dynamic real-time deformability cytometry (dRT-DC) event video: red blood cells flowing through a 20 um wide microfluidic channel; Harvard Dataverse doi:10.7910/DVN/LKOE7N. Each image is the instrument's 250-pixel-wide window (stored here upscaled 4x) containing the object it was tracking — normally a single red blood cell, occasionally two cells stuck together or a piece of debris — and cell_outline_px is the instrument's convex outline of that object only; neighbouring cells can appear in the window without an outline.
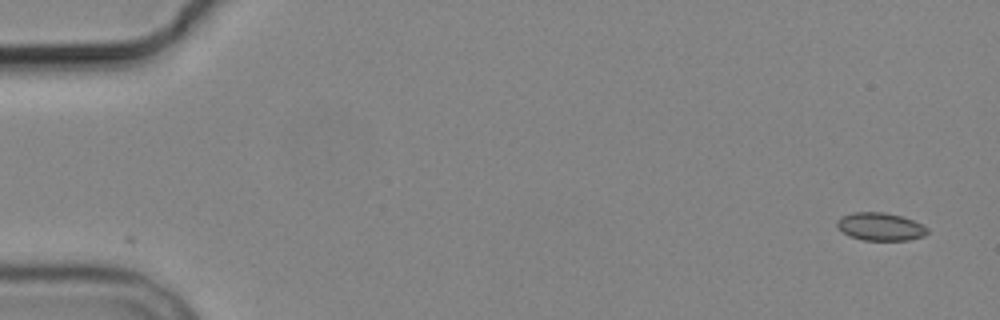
{"species": "common noctule bat (a hibernating species)", "species_latin": "Nyctalus noctula", "temperature_condition": "cold", "stored_images_in_passage": 5, "camera_frame_rate_fps": 3000, "um_per_image_px": 0.085, "animal": {"sex": "male", "body_mass_g": 19.2, "forearm_length_mm": 51.8}, "frame": {"image": 1, "passage_image": 1, "time_ms": 0.0, "image_size_px": [1000, 320], "cell_outline_px": [[928, 232], [924, 236], [908, 240], [864, 240], [848, 236], [836, 224], [836, 220], [852, 212], [884, 212], [900, 216], [912, 220], [928, 228]], "centroid_in_image_um": [74.83, 19.27], "position_along_channel_um": 10.2, "area_um2": 14.51}}